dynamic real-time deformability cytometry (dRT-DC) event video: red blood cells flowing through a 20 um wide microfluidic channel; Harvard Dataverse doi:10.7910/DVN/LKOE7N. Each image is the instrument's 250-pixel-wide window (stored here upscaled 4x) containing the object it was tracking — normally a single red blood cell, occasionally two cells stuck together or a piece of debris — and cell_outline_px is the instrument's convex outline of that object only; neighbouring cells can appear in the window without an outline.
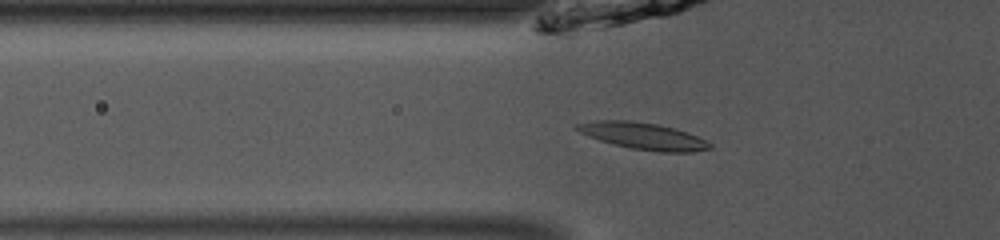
{"species": "common noctule bat (a hibernating species)", "species_latin": "Nyctalus noctula", "temperature_condition": "room temperature", "stored_images_in_passage": 51, "camera_frame_rate_fps": 3000, "um_per_image_px": 0.085, "animal": {"sex": "male", "body_mass_g": 13.0, "forearm_length_mm": 53.1}, "frame": {"image": 1, "passage_image": 18, "time_ms": 5.667, "image_size_px": [1000, 240], "cell_outline_px": [[712, 148], [692, 152], [660, 152], [632, 148], [600, 140], [588, 136], [580, 132], [576, 128], [576, 124], [596, 120], [628, 120], [660, 124], [696, 136], [712, 144]], "centroid_in_image_um": [54.67, 11.55], "position_along_channel_um": 71.1, "area_um2": 20.35}}
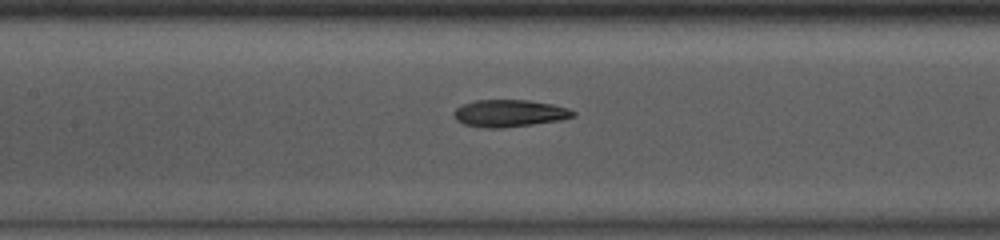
{"frame": {"image": 2, "passage_image": 25, "time_ms": 8.0, "image_size_px": [1000, 240], "cell_outline_px": [[576, 116], [560, 120], [504, 128], [484, 128], [464, 124], [456, 120], [452, 112], [456, 108], [464, 104], [476, 100], [528, 100], [552, 104], [568, 108], [576, 112]], "centroid_in_image_um": [43.3, 9.63], "position_along_channel_um": 164.1, "area_um2": 18.9}}
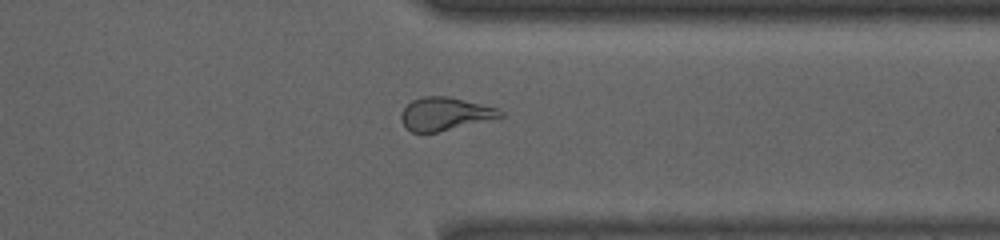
{"frame": {"image": 3, "passage_image": 41, "time_ms": 13.333, "image_size_px": [1000, 240], "cell_outline_px": [[504, 116], [436, 132], [412, 132], [404, 128], [400, 120], [400, 112], [412, 100], [424, 96], [448, 96], [500, 108], [504, 112]], "centroid_in_image_um": [37.79, 9.67], "position_along_channel_um": 373.6, "area_um2": 19.07}, "authors_computed_cell_mechanics": {"area_um2": 18.9584, "velocity_mm_per_s": 3.9406, "shape_relaxation_time_tau1_ms": null, "shape_relaxation_time_tau2_ms": 3.2663, "deformation_change_tau1": null, "deformation_change_tau2": 0.1013}}